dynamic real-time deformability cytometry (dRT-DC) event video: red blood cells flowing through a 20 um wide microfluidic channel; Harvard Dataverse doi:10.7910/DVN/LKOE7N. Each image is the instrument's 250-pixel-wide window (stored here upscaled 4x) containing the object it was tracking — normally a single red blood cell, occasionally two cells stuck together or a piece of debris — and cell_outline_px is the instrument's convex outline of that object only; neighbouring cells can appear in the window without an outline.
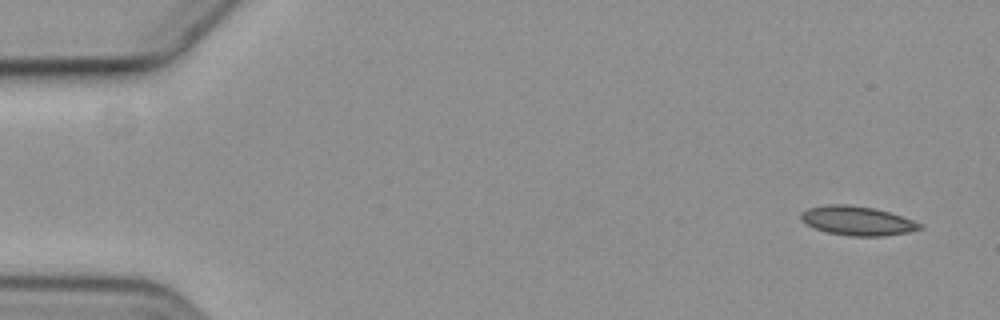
{"species": "common noctule bat (a hibernating species)", "species_latin": "Nyctalus noctula", "temperature_condition": "cold", "stored_images_in_passage": 5, "camera_frame_rate_fps": 3000, "um_per_image_px": 0.085, "animal": {"sex": "female", "body_mass_g": 19.3, "forearm_length_mm": 54.1}, "frame": {"image": 1, "passage_image": 1, "time_ms": 0.0, "image_size_px": [1000, 320], "cell_outline_px": [[920, 228], [908, 232], [884, 236], [848, 236], [828, 232], [816, 228], [800, 220], [800, 212], [808, 208], [828, 204], [848, 204], [872, 208], [888, 212], [912, 220], [920, 224]], "centroid_in_image_um": [72.8, 18.76], "position_along_channel_um": 12.2, "area_um2": 19.88}}
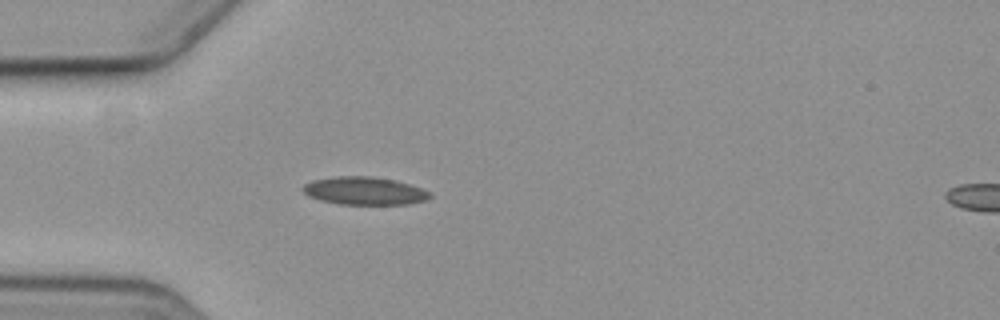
{"frame": {"image": 2, "passage_image": 5, "time_ms": 4.667, "image_size_px": [1000, 320], "cell_outline_px": [[432, 196], [428, 200], [408, 204], [340, 204], [320, 200], [308, 196], [300, 188], [304, 184], [312, 180], [336, 176], [372, 176], [396, 180], [432, 192]], "centroid_in_image_um": [30.98, 16.22], "position_along_channel_um": 54.0, "area_um2": 20.81}}